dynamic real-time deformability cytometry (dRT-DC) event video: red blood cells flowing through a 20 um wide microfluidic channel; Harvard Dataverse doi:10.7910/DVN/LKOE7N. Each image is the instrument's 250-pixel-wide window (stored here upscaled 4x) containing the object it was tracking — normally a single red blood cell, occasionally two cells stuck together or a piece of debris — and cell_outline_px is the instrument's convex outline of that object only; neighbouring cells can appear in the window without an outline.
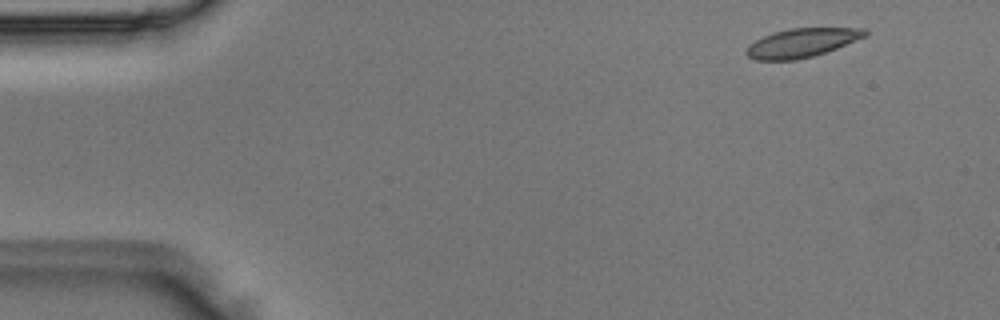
{"species": "Egyptian fruit bat (a non-hibernating species)", "species_latin": "Rousettus aegyptiacus", "temperature_condition": "room temperature", "stored_images_in_passage": 4, "camera_frame_rate_fps": 3000, "um_per_image_px": 0.085, "animal": {"sex": "male"}, "frame": {"image": 1, "passage_image": 1, "time_ms": 0.0, "image_size_px": [1000, 320], "cell_outline_px": [[868, 36], [836, 48], [812, 56], [796, 60], [756, 60], [748, 56], [744, 52], [748, 44], [772, 32], [792, 28], [864, 28], [868, 32]], "centroid_in_image_um": [68.14, 3.63], "position_along_channel_um": 16.9, "area_um2": 19.94}}